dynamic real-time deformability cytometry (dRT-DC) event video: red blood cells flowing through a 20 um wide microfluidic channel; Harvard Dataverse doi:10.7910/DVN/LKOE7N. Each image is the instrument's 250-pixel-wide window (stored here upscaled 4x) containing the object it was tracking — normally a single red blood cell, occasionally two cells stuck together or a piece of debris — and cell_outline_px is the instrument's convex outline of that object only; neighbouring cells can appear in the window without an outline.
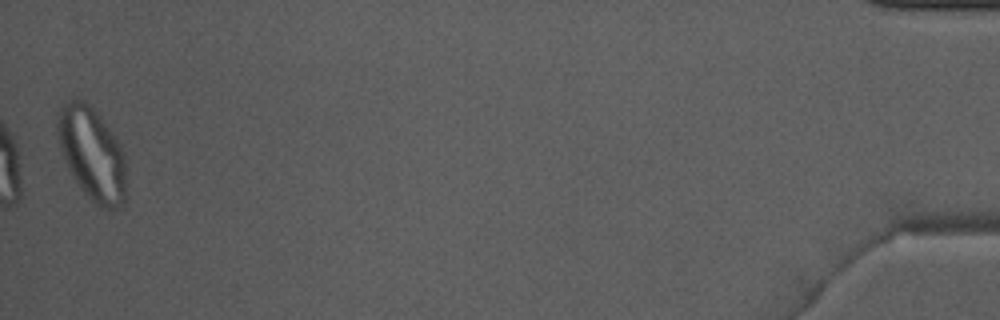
{"species": "Egyptian fruit bat (a non-hibernating species)", "species_latin": "Rousettus aegyptiacus", "temperature_condition": "warm", "stored_images_in_passage": 36, "camera_frame_rate_fps": 3000, "um_per_image_px": 0.085, "animal": {"sex": "male"}, "frame": {"image": 1, "passage_image": 36, "time_ms": 11.667, "image_size_px": [1000, 320], "cell_outline_px": [[128, 200], [124, 204], [108, 212], [100, 208], [80, 188], [72, 176], [64, 160], [56, 136], [56, 112], [64, 104], [76, 96], [84, 100], [92, 108], [112, 132], [120, 144], [124, 152]], "centroid_in_image_um": [7.83, 13.11], "position_along_channel_um": 427.4, "area_um2": 38.15}}